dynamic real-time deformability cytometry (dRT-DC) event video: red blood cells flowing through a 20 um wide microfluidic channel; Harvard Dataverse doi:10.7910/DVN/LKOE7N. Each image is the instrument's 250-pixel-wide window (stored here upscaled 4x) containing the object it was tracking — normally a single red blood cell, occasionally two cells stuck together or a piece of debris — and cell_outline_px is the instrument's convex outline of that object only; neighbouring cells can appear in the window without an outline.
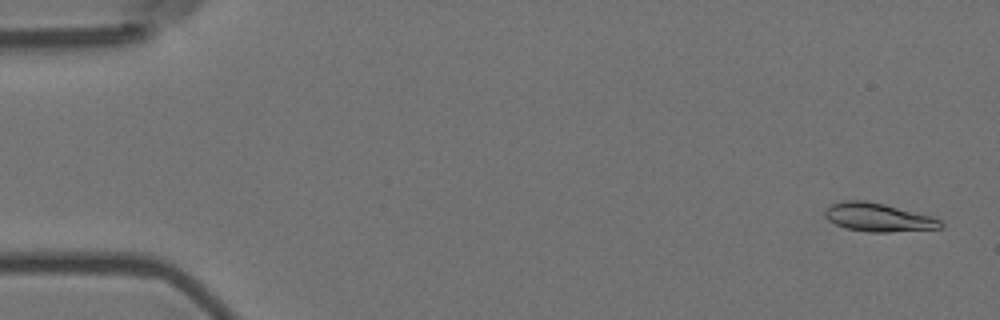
{"species": "Egyptian fruit bat (a non-hibernating species)", "species_latin": "Rousettus aegyptiacus", "temperature_condition": "room temperature", "stored_images_in_passage": 56, "camera_frame_rate_fps": 3000, "um_per_image_px": 0.085, "animal": {"sex": "female"}, "frame": {"image": 1, "passage_image": 2, "time_ms": 0.333, "image_size_px": [1000, 320], "cell_outline_px": [[944, 228], [888, 232], [868, 232], [844, 228], [828, 220], [824, 216], [824, 212], [832, 204], [844, 200], [864, 200], [884, 204], [932, 216], [940, 220], [944, 224]], "centroid_in_image_um": [74.66, 18.48], "position_along_channel_um": 10.3, "area_um2": 19.19}}
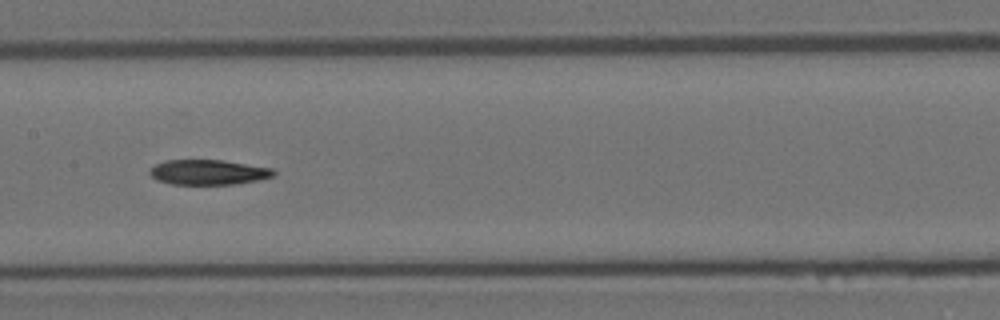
{"frame": {"image": 2, "passage_image": 28, "time_ms": 9.0, "image_size_px": [1000, 320], "cell_outline_px": [[276, 172], [272, 176], [256, 180], [236, 184], [172, 184], [156, 180], [148, 172], [156, 164], [164, 160], [224, 160], [272, 168]], "centroid_in_image_um": [17.69, 14.63], "position_along_channel_um": 189.7, "area_um2": 17.98}}
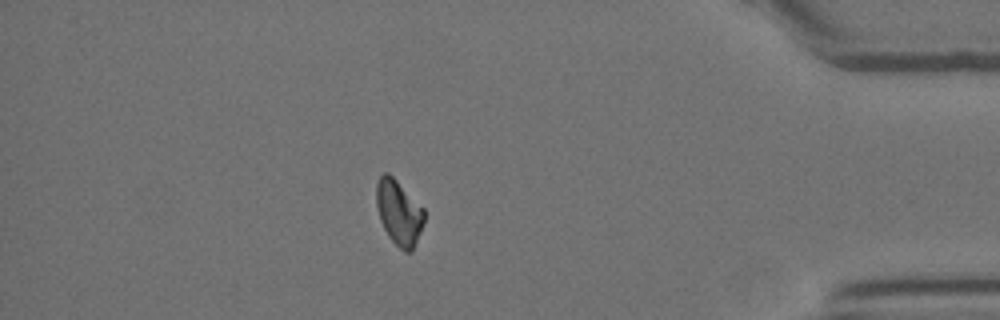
{"frame": {"image": 3, "passage_image": 49, "time_ms": 16.0, "image_size_px": [1000, 320], "cell_outline_px": [[424, 220], [420, 232], [412, 252], [404, 252], [388, 236], [380, 220], [376, 204], [376, 184], [380, 176], [384, 172], [388, 172], [424, 208]], "centroid_in_image_um": [33.9, 18.06], "position_along_channel_um": 401.3, "area_um2": 17.98}, "authors_computed_cell_mechanics": {"area_um2": 18.6694, "velocity_mm_per_s": 3.5941, "shape_relaxation_time_tau1_ms": 7.3818, "shape_relaxation_time_tau2_ms": null, "deformation_change_tau1": 0.1614, "deformation_change_tau2": null}}